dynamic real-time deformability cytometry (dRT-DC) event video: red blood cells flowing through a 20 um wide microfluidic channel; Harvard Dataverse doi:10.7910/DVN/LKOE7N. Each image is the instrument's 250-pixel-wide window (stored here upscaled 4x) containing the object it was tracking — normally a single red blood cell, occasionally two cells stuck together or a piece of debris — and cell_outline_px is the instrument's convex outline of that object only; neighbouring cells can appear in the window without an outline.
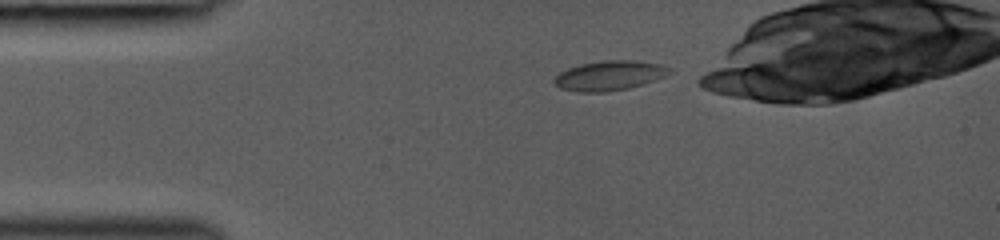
{"species": "common noctule bat (a hibernating species)", "species_latin": "Nyctalus noctula", "temperature_condition": "room temperature", "stored_images_in_passage": 31, "camera_frame_rate_fps": 3000, "um_per_image_px": 0.085, "animal": {"sex": "female", "body_mass_g": 19.0, "forearm_length_mm": 53.3}, "frame": {"image": 1, "passage_image": 1, "time_ms": 0.0, "image_size_px": [1000, 240], "cell_outline_px": [[672, 72], [656, 80], [628, 88], [604, 92], [576, 92], [560, 88], [552, 80], [560, 72], [568, 68], [580, 64], [604, 60], [636, 60], [660, 64], [672, 68]], "centroid_in_image_um": [51.81, 6.42], "position_along_channel_um": 33.2, "area_um2": 20.0}}
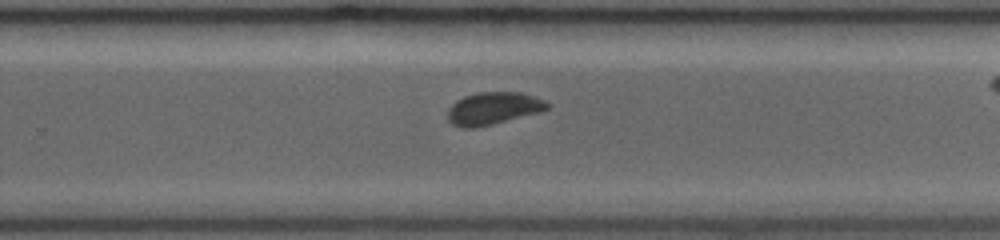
{"frame": {"image": 2, "passage_image": 21, "time_ms": 6.667, "image_size_px": [1000, 240], "cell_outline_px": [[552, 104], [548, 108], [540, 112], [476, 128], [460, 128], [452, 124], [448, 120], [448, 108], [456, 100], [464, 96], [476, 92], [520, 92], [544, 100]], "centroid_in_image_um": [41.9, 9.21], "position_along_channel_um": 287.9, "area_um2": 18.9}}
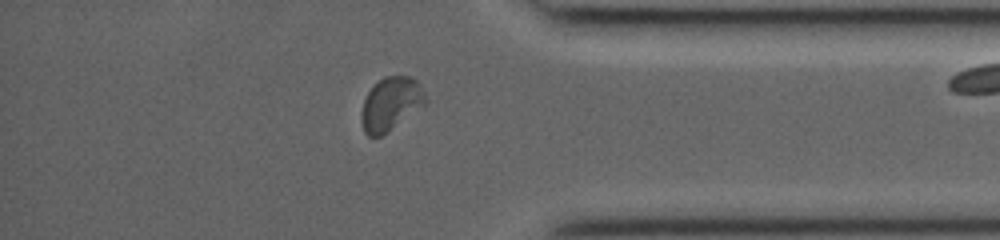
{"frame": {"image": 3, "passage_image": 29, "time_ms": 9.333, "image_size_px": [1000, 240], "cell_outline_px": [[428, 104], [380, 136], [368, 136], [364, 132], [360, 116], [360, 112], [364, 100], [368, 92], [384, 76], [408, 76], [416, 80], [420, 84], [428, 100]], "centroid_in_image_um": [33.24, 8.83], "position_along_channel_um": 402.0, "area_um2": 19.94}}